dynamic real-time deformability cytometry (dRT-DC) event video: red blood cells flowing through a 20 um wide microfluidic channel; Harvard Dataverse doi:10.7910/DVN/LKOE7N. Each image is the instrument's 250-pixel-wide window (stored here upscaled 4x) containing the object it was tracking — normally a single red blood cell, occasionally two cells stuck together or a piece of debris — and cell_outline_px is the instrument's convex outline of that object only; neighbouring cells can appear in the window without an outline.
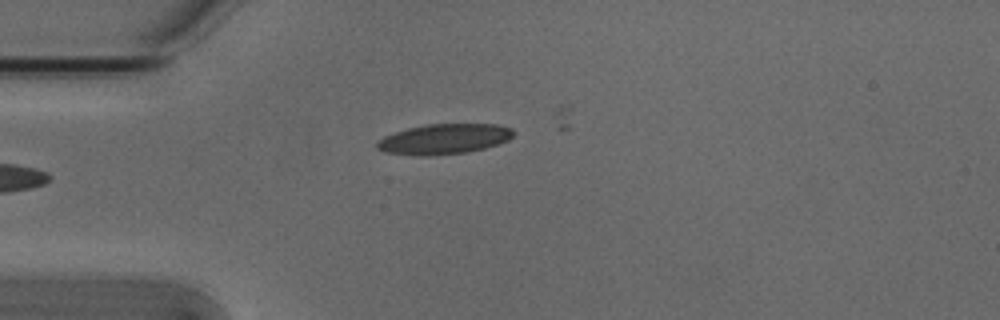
{"species": "Egyptian fruit bat (a non-hibernating species)", "species_latin": "Rousettus aegyptiacus", "temperature_condition": "cold", "stored_images_in_passage": 5, "camera_frame_rate_fps": 3000, "um_per_image_px": 0.085, "animal": {"sex": "male"}, "frame": {"image": 1, "passage_image": 5, "time_ms": 1.333, "image_size_px": [1000, 320], "cell_outline_px": [[516, 132], [508, 140], [484, 148], [468, 152], [428, 156], [420, 156], [384, 152], [376, 148], [376, 144], [384, 136], [408, 128], [428, 124], [496, 124], [512, 128]], "centroid_in_image_um": [37.75, 11.82], "position_along_channel_um": 47.2, "area_um2": 23.99}}